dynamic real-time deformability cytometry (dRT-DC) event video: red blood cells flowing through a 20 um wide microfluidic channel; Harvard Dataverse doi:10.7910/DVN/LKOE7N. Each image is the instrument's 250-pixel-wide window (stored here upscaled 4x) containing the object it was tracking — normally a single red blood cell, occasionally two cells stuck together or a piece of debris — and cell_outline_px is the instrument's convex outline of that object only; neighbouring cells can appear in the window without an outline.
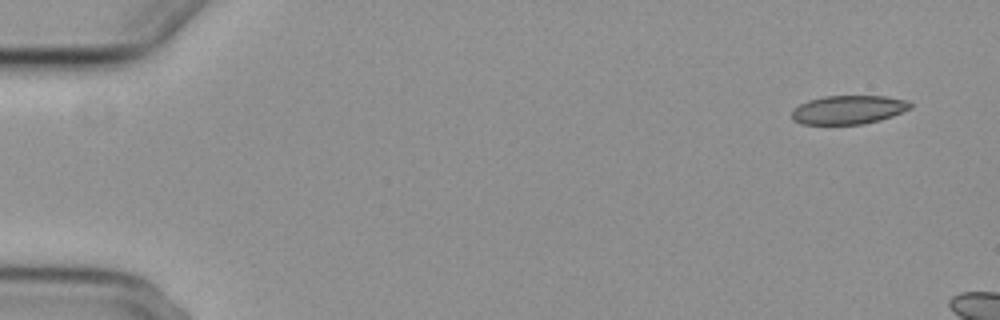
{"species": "common noctule bat (a hibernating species)", "species_latin": "Nyctalus noctula", "temperature_condition": "cold", "stored_images_in_passage": 3, "camera_frame_rate_fps": 3000, "um_per_image_px": 0.085, "animal": {"sex": "female", "body_mass_g": 29.2, "forearm_length_mm": 56.3}, "frame": {"image": 1, "passage_image": 1, "time_ms": 0.0, "image_size_px": [1000, 320], "cell_outline_px": [[912, 108], [892, 116], [880, 120], [864, 124], [800, 124], [792, 120], [792, 108], [808, 100], [824, 96], [884, 96], [904, 100], [912, 104]], "centroid_in_image_um": [72.08, 9.33], "position_along_channel_um": 12.9, "area_um2": 19.88}}